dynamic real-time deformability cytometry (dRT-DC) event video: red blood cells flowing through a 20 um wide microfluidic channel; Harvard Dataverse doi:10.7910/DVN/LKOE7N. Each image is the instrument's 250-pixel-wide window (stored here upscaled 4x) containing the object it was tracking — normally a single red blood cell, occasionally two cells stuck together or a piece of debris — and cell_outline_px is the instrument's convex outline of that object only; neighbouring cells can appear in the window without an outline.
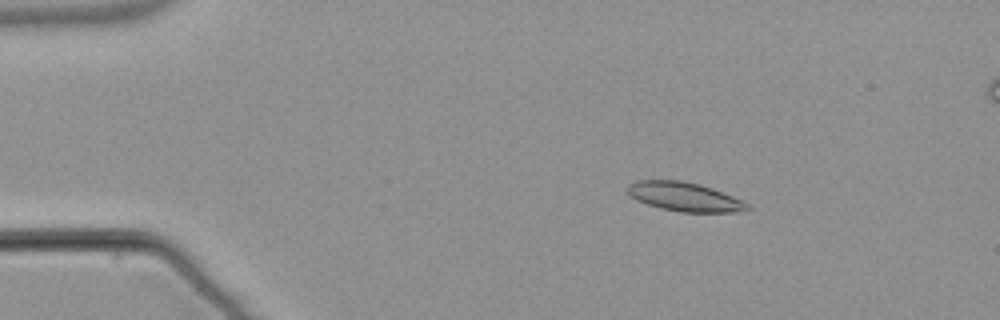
{"species": "common noctule bat (a hibernating species)", "species_latin": "Nyctalus noctula", "temperature_condition": "warm", "stored_images_in_passage": 49, "camera_frame_rate_fps": 3000, "um_per_image_px": 0.085, "animal": {"sex": "male", "body_mass_g": 21.5, "forearm_length_mm": 52.0}, "frame": {"image": 1, "passage_image": 3, "time_ms": 0.667, "image_size_px": [1000, 320], "cell_outline_px": [[752, 208], [744, 212], [680, 212], [660, 208], [636, 200], [628, 192], [628, 184], [636, 180], [680, 180], [700, 184], [712, 188], [732, 196], [748, 204]], "centroid_in_image_um": [58.2, 16.73], "position_along_channel_um": 26.8, "area_um2": 20.23}}
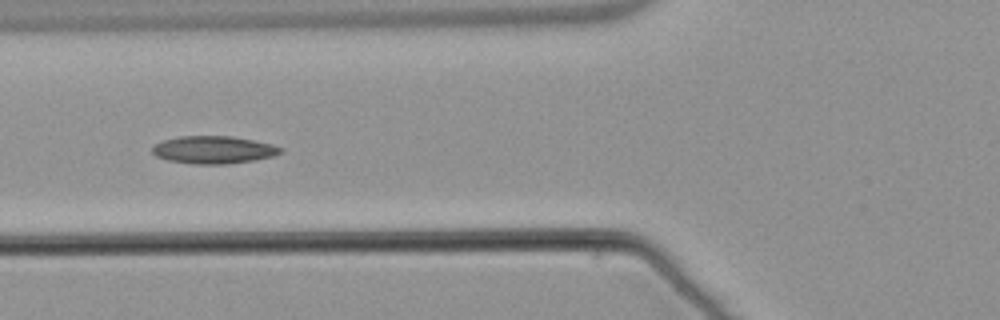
{"frame": {"image": 2, "passage_image": 15, "time_ms": 4.667, "image_size_px": [1000, 320], "cell_outline_px": [[284, 152], [272, 156], [256, 160], [228, 164], [192, 164], [168, 160], [156, 156], [152, 152], [152, 148], [156, 144], [164, 140], [180, 136], [232, 136], [272, 144], [284, 148]], "centroid_in_image_um": [18.19, 12.74], "position_along_channel_um": 107.6, "area_um2": 20.69}}
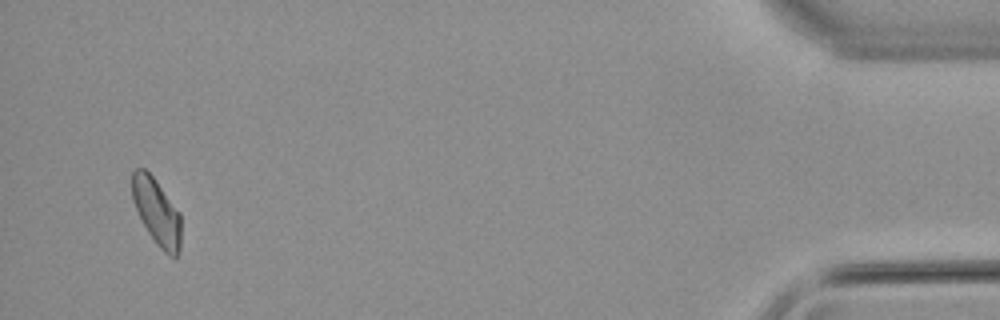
{"frame": {"image": 3, "passage_image": 46, "time_ms": 15.0, "image_size_px": [1000, 320], "cell_outline_px": [[180, 252], [176, 256], [168, 256], [156, 244], [148, 232], [132, 200], [132, 172], [136, 168], [144, 168], [152, 176], [180, 212]], "centroid_in_image_um": [13.32, 18.01], "position_along_channel_um": 421.9, "area_um2": 18.73}}